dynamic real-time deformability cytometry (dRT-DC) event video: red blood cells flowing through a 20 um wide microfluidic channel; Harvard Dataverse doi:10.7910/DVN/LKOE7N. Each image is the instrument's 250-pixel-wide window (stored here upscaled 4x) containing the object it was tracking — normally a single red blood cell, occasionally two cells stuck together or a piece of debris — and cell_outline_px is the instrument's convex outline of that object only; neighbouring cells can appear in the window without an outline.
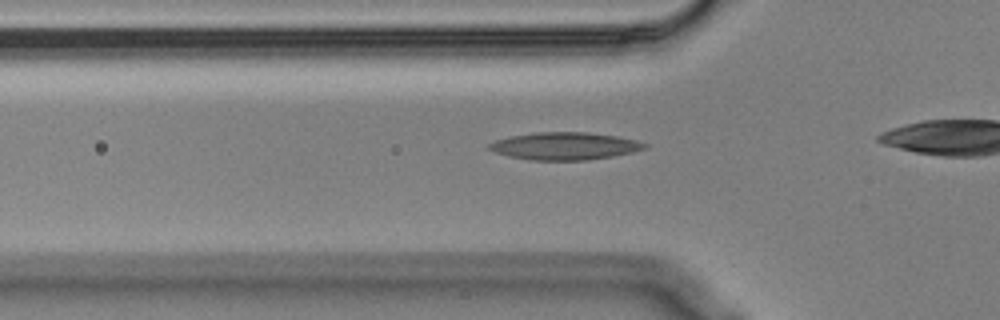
{"species": "Egyptian fruit bat (a non-hibernating species)", "species_latin": "Rousettus aegyptiacus", "temperature_condition": "cold", "stored_images_in_passage": 31, "camera_frame_rate_fps": 3000, "um_per_image_px": 0.085, "animal": {"sex": "male"}, "frame": {"image": 1, "passage_image": 8, "time_ms": 2.333, "image_size_px": [1000, 320], "cell_outline_px": [[648, 148], [632, 152], [612, 156], [584, 160], [532, 160], [508, 156], [496, 152], [488, 148], [488, 144], [496, 140], [508, 136], [536, 132], [588, 132], [616, 136], [636, 140], [648, 144]], "centroid_in_image_um": [48.0, 12.4], "position_along_channel_um": 77.8, "area_um2": 24.85}}
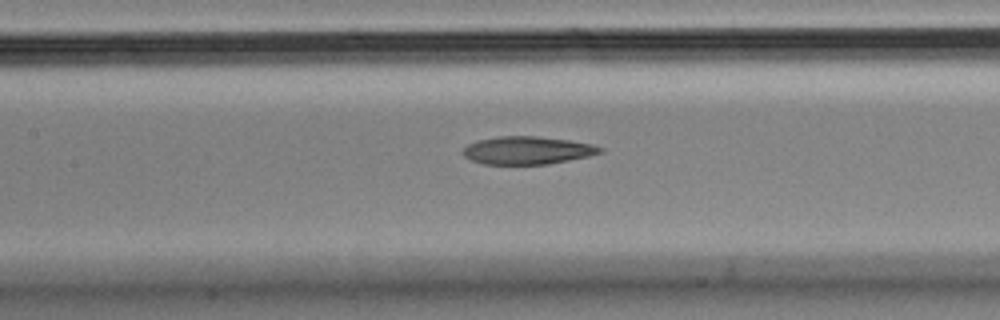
{"frame": {"image": 2, "passage_image": 15, "time_ms": 4.667, "image_size_px": [1000, 320], "cell_outline_px": [[604, 152], [588, 156], [548, 164], [484, 164], [472, 160], [464, 156], [460, 152], [468, 144], [476, 140], [500, 136], [536, 136], [568, 140], [592, 144], [604, 148]], "centroid_in_image_um": [44.81, 12.77], "position_along_channel_um": 162.6, "area_um2": 22.25}}
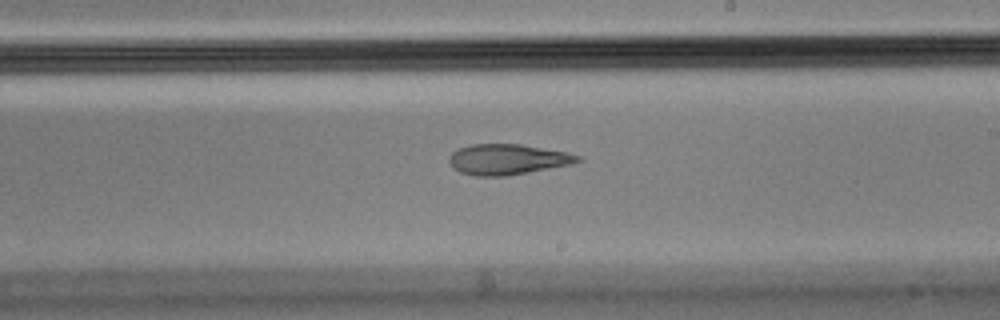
{"frame": {"image": 3, "passage_image": 22, "time_ms": 7.0, "image_size_px": [1000, 320], "cell_outline_px": [[580, 160], [572, 164], [508, 176], [476, 176], [460, 172], [452, 168], [448, 160], [448, 156], [452, 152], [460, 148], [472, 144], [520, 144], [568, 152], [580, 156]], "centroid_in_image_um": [43.11, 13.55], "position_along_channel_um": 245.9, "area_um2": 22.95}}